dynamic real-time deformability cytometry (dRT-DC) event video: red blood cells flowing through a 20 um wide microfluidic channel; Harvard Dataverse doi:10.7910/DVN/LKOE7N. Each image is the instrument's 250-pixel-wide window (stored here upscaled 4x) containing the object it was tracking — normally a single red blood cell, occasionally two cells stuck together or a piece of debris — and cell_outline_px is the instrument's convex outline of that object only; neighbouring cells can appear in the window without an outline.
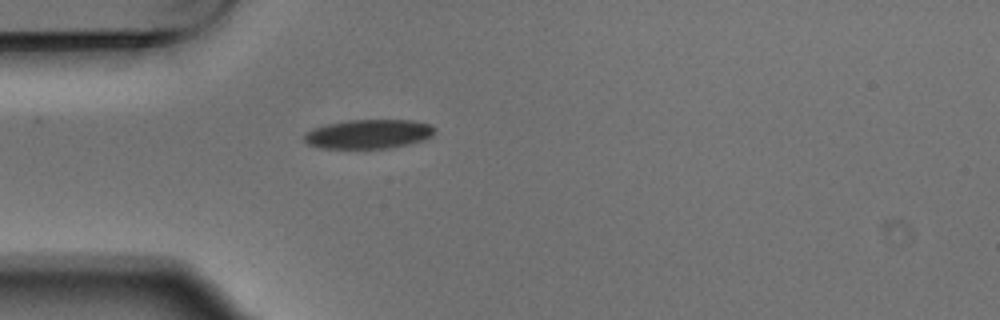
{"species": "Egyptian fruit bat (a non-hibernating species)", "species_latin": "Rousettus aegyptiacus", "temperature_condition": "warm", "stored_images_in_passage": 1, "camera_frame_rate_fps": 3000, "um_per_image_px": 0.085, "animal": {"sex": "male"}, "frame": {"image": 1, "passage_image": 1, "time_ms": 0.0, "image_size_px": [1000, 320], "cell_outline_px": [[436, 132], [432, 136], [424, 140], [408, 144], [388, 148], [320, 148], [308, 144], [304, 140], [304, 132], [312, 128], [328, 124], [348, 120], [412, 120], [428, 124], [436, 128]], "centroid_in_image_um": [31.33, 11.39], "position_along_channel_um": 53.7, "area_um2": 22.25}}